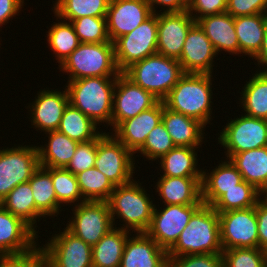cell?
<instances>
[{"instance_id": "46", "label": "cell", "mask_w": 267, "mask_h": 267, "mask_svg": "<svg viewBox=\"0 0 267 267\" xmlns=\"http://www.w3.org/2000/svg\"><path fill=\"white\" fill-rule=\"evenodd\" d=\"M0 267H45L41 246L21 255L0 256Z\"/></svg>"}, {"instance_id": "12", "label": "cell", "mask_w": 267, "mask_h": 267, "mask_svg": "<svg viewBox=\"0 0 267 267\" xmlns=\"http://www.w3.org/2000/svg\"><path fill=\"white\" fill-rule=\"evenodd\" d=\"M219 214L220 240L223 250L258 248L255 206Z\"/></svg>"}, {"instance_id": "53", "label": "cell", "mask_w": 267, "mask_h": 267, "mask_svg": "<svg viewBox=\"0 0 267 267\" xmlns=\"http://www.w3.org/2000/svg\"><path fill=\"white\" fill-rule=\"evenodd\" d=\"M181 1L188 7L193 0H181Z\"/></svg>"}, {"instance_id": "47", "label": "cell", "mask_w": 267, "mask_h": 267, "mask_svg": "<svg viewBox=\"0 0 267 267\" xmlns=\"http://www.w3.org/2000/svg\"><path fill=\"white\" fill-rule=\"evenodd\" d=\"M267 0H227L226 12L232 17L264 14Z\"/></svg>"}, {"instance_id": "48", "label": "cell", "mask_w": 267, "mask_h": 267, "mask_svg": "<svg viewBox=\"0 0 267 267\" xmlns=\"http://www.w3.org/2000/svg\"><path fill=\"white\" fill-rule=\"evenodd\" d=\"M226 10L227 0H193L187 7V11L195 21L205 16L224 13Z\"/></svg>"}, {"instance_id": "27", "label": "cell", "mask_w": 267, "mask_h": 267, "mask_svg": "<svg viewBox=\"0 0 267 267\" xmlns=\"http://www.w3.org/2000/svg\"><path fill=\"white\" fill-rule=\"evenodd\" d=\"M230 161L243 180L252 184L263 195L267 192V146L234 154Z\"/></svg>"}, {"instance_id": "13", "label": "cell", "mask_w": 267, "mask_h": 267, "mask_svg": "<svg viewBox=\"0 0 267 267\" xmlns=\"http://www.w3.org/2000/svg\"><path fill=\"white\" fill-rule=\"evenodd\" d=\"M48 241L41 246L45 267H93L92 246L66 228Z\"/></svg>"}, {"instance_id": "18", "label": "cell", "mask_w": 267, "mask_h": 267, "mask_svg": "<svg viewBox=\"0 0 267 267\" xmlns=\"http://www.w3.org/2000/svg\"><path fill=\"white\" fill-rule=\"evenodd\" d=\"M36 232L0 204V256L21 255L35 249Z\"/></svg>"}, {"instance_id": "8", "label": "cell", "mask_w": 267, "mask_h": 267, "mask_svg": "<svg viewBox=\"0 0 267 267\" xmlns=\"http://www.w3.org/2000/svg\"><path fill=\"white\" fill-rule=\"evenodd\" d=\"M158 14L153 13L130 33L114 42L115 62L123 72L133 63L157 54Z\"/></svg>"}, {"instance_id": "17", "label": "cell", "mask_w": 267, "mask_h": 267, "mask_svg": "<svg viewBox=\"0 0 267 267\" xmlns=\"http://www.w3.org/2000/svg\"><path fill=\"white\" fill-rule=\"evenodd\" d=\"M153 14L146 0H110L106 13L107 32L111 42H115Z\"/></svg>"}, {"instance_id": "21", "label": "cell", "mask_w": 267, "mask_h": 267, "mask_svg": "<svg viewBox=\"0 0 267 267\" xmlns=\"http://www.w3.org/2000/svg\"><path fill=\"white\" fill-rule=\"evenodd\" d=\"M35 101L27 106L31 111V122L35 129L43 131L58 130L61 118L64 111L69 104V97L67 89L64 91L55 90H40L37 93ZM32 109V110H31Z\"/></svg>"}, {"instance_id": "5", "label": "cell", "mask_w": 267, "mask_h": 267, "mask_svg": "<svg viewBox=\"0 0 267 267\" xmlns=\"http://www.w3.org/2000/svg\"><path fill=\"white\" fill-rule=\"evenodd\" d=\"M128 79L163 101L185 74L178 60L154 54L137 61L122 72Z\"/></svg>"}, {"instance_id": "37", "label": "cell", "mask_w": 267, "mask_h": 267, "mask_svg": "<svg viewBox=\"0 0 267 267\" xmlns=\"http://www.w3.org/2000/svg\"><path fill=\"white\" fill-rule=\"evenodd\" d=\"M47 43L56 56L59 66L79 46L80 41L71 22H53L47 32Z\"/></svg>"}, {"instance_id": "15", "label": "cell", "mask_w": 267, "mask_h": 267, "mask_svg": "<svg viewBox=\"0 0 267 267\" xmlns=\"http://www.w3.org/2000/svg\"><path fill=\"white\" fill-rule=\"evenodd\" d=\"M118 90V91H117ZM159 100L133 83L122 72L117 76L113 92L111 128L153 107Z\"/></svg>"}, {"instance_id": "50", "label": "cell", "mask_w": 267, "mask_h": 267, "mask_svg": "<svg viewBox=\"0 0 267 267\" xmlns=\"http://www.w3.org/2000/svg\"><path fill=\"white\" fill-rule=\"evenodd\" d=\"M23 3L24 0H0V27L19 14Z\"/></svg>"}, {"instance_id": "24", "label": "cell", "mask_w": 267, "mask_h": 267, "mask_svg": "<svg viewBox=\"0 0 267 267\" xmlns=\"http://www.w3.org/2000/svg\"><path fill=\"white\" fill-rule=\"evenodd\" d=\"M211 41L216 53L222 50L235 55L240 54L234 17L227 12L205 16L196 21Z\"/></svg>"}, {"instance_id": "25", "label": "cell", "mask_w": 267, "mask_h": 267, "mask_svg": "<svg viewBox=\"0 0 267 267\" xmlns=\"http://www.w3.org/2000/svg\"><path fill=\"white\" fill-rule=\"evenodd\" d=\"M162 122L175 146L192 148L201 146L206 126L200 121L164 106Z\"/></svg>"}, {"instance_id": "28", "label": "cell", "mask_w": 267, "mask_h": 267, "mask_svg": "<svg viewBox=\"0 0 267 267\" xmlns=\"http://www.w3.org/2000/svg\"><path fill=\"white\" fill-rule=\"evenodd\" d=\"M28 182L34 196L36 228V219H38L39 222V218L41 217L57 216L62 207L57 202L53 181L51 179L50 167L39 166Z\"/></svg>"}, {"instance_id": "41", "label": "cell", "mask_w": 267, "mask_h": 267, "mask_svg": "<svg viewBox=\"0 0 267 267\" xmlns=\"http://www.w3.org/2000/svg\"><path fill=\"white\" fill-rule=\"evenodd\" d=\"M80 43L111 42L107 32L106 18L81 17L71 21Z\"/></svg>"}, {"instance_id": "40", "label": "cell", "mask_w": 267, "mask_h": 267, "mask_svg": "<svg viewBox=\"0 0 267 267\" xmlns=\"http://www.w3.org/2000/svg\"><path fill=\"white\" fill-rule=\"evenodd\" d=\"M51 179L55 189L57 202L61 206L65 204L78 205L85 202L76 179V175L66 168H51ZM80 201V202H79Z\"/></svg>"}, {"instance_id": "39", "label": "cell", "mask_w": 267, "mask_h": 267, "mask_svg": "<svg viewBox=\"0 0 267 267\" xmlns=\"http://www.w3.org/2000/svg\"><path fill=\"white\" fill-rule=\"evenodd\" d=\"M85 201H108L115 186L95 167L76 174Z\"/></svg>"}, {"instance_id": "23", "label": "cell", "mask_w": 267, "mask_h": 267, "mask_svg": "<svg viewBox=\"0 0 267 267\" xmlns=\"http://www.w3.org/2000/svg\"><path fill=\"white\" fill-rule=\"evenodd\" d=\"M202 177L161 176L155 185L165 205H202Z\"/></svg>"}, {"instance_id": "43", "label": "cell", "mask_w": 267, "mask_h": 267, "mask_svg": "<svg viewBox=\"0 0 267 267\" xmlns=\"http://www.w3.org/2000/svg\"><path fill=\"white\" fill-rule=\"evenodd\" d=\"M223 267H266L260 248H232L222 251Z\"/></svg>"}, {"instance_id": "11", "label": "cell", "mask_w": 267, "mask_h": 267, "mask_svg": "<svg viewBox=\"0 0 267 267\" xmlns=\"http://www.w3.org/2000/svg\"><path fill=\"white\" fill-rule=\"evenodd\" d=\"M74 207L65 228L85 243L94 246L114 227L107 201H85Z\"/></svg>"}, {"instance_id": "20", "label": "cell", "mask_w": 267, "mask_h": 267, "mask_svg": "<svg viewBox=\"0 0 267 267\" xmlns=\"http://www.w3.org/2000/svg\"><path fill=\"white\" fill-rule=\"evenodd\" d=\"M164 106L163 101H158L135 117L120 122L113 129L112 135L135 154L144 145L153 128L162 122Z\"/></svg>"}, {"instance_id": "54", "label": "cell", "mask_w": 267, "mask_h": 267, "mask_svg": "<svg viewBox=\"0 0 267 267\" xmlns=\"http://www.w3.org/2000/svg\"><path fill=\"white\" fill-rule=\"evenodd\" d=\"M264 252H265V262H266V267H267V249L264 250Z\"/></svg>"}, {"instance_id": "3", "label": "cell", "mask_w": 267, "mask_h": 267, "mask_svg": "<svg viewBox=\"0 0 267 267\" xmlns=\"http://www.w3.org/2000/svg\"><path fill=\"white\" fill-rule=\"evenodd\" d=\"M117 77H85L68 80L69 103L88 116L95 124L111 127L113 92Z\"/></svg>"}, {"instance_id": "55", "label": "cell", "mask_w": 267, "mask_h": 267, "mask_svg": "<svg viewBox=\"0 0 267 267\" xmlns=\"http://www.w3.org/2000/svg\"><path fill=\"white\" fill-rule=\"evenodd\" d=\"M264 14L267 16V4H266V8H265V13Z\"/></svg>"}, {"instance_id": "34", "label": "cell", "mask_w": 267, "mask_h": 267, "mask_svg": "<svg viewBox=\"0 0 267 267\" xmlns=\"http://www.w3.org/2000/svg\"><path fill=\"white\" fill-rule=\"evenodd\" d=\"M98 129L97 124L69 103L61 118L58 131L80 143L95 140L102 133Z\"/></svg>"}, {"instance_id": "4", "label": "cell", "mask_w": 267, "mask_h": 267, "mask_svg": "<svg viewBox=\"0 0 267 267\" xmlns=\"http://www.w3.org/2000/svg\"><path fill=\"white\" fill-rule=\"evenodd\" d=\"M134 179L126 184L115 186L107 201L113 226L115 219L121 218L125 223L122 229L132 232H146L152 221L154 205L150 195ZM151 200V201H150Z\"/></svg>"}, {"instance_id": "31", "label": "cell", "mask_w": 267, "mask_h": 267, "mask_svg": "<svg viewBox=\"0 0 267 267\" xmlns=\"http://www.w3.org/2000/svg\"><path fill=\"white\" fill-rule=\"evenodd\" d=\"M129 232L115 225L92 246L93 267H119Z\"/></svg>"}, {"instance_id": "7", "label": "cell", "mask_w": 267, "mask_h": 267, "mask_svg": "<svg viewBox=\"0 0 267 267\" xmlns=\"http://www.w3.org/2000/svg\"><path fill=\"white\" fill-rule=\"evenodd\" d=\"M134 154L111 133L103 132L97 137L95 168L114 185L133 180Z\"/></svg>"}, {"instance_id": "1", "label": "cell", "mask_w": 267, "mask_h": 267, "mask_svg": "<svg viewBox=\"0 0 267 267\" xmlns=\"http://www.w3.org/2000/svg\"><path fill=\"white\" fill-rule=\"evenodd\" d=\"M219 214L210 205L202 204L191 216L168 257L190 254H222Z\"/></svg>"}, {"instance_id": "10", "label": "cell", "mask_w": 267, "mask_h": 267, "mask_svg": "<svg viewBox=\"0 0 267 267\" xmlns=\"http://www.w3.org/2000/svg\"><path fill=\"white\" fill-rule=\"evenodd\" d=\"M219 135L218 142L230 159L234 154L267 146V120L239 115L231 118Z\"/></svg>"}, {"instance_id": "38", "label": "cell", "mask_w": 267, "mask_h": 267, "mask_svg": "<svg viewBox=\"0 0 267 267\" xmlns=\"http://www.w3.org/2000/svg\"><path fill=\"white\" fill-rule=\"evenodd\" d=\"M263 196L252 184L243 180L231 190H227L213 205L217 213L229 210L247 209L254 207Z\"/></svg>"}, {"instance_id": "14", "label": "cell", "mask_w": 267, "mask_h": 267, "mask_svg": "<svg viewBox=\"0 0 267 267\" xmlns=\"http://www.w3.org/2000/svg\"><path fill=\"white\" fill-rule=\"evenodd\" d=\"M154 205L152 221L146 233L163 249L169 250L187 226L192 214L201 205Z\"/></svg>"}, {"instance_id": "42", "label": "cell", "mask_w": 267, "mask_h": 267, "mask_svg": "<svg viewBox=\"0 0 267 267\" xmlns=\"http://www.w3.org/2000/svg\"><path fill=\"white\" fill-rule=\"evenodd\" d=\"M175 147L163 122H160L149 133L144 145L136 152L141 153L148 160H158Z\"/></svg>"}, {"instance_id": "45", "label": "cell", "mask_w": 267, "mask_h": 267, "mask_svg": "<svg viewBox=\"0 0 267 267\" xmlns=\"http://www.w3.org/2000/svg\"><path fill=\"white\" fill-rule=\"evenodd\" d=\"M168 258L169 267H223L222 254H190Z\"/></svg>"}, {"instance_id": "32", "label": "cell", "mask_w": 267, "mask_h": 267, "mask_svg": "<svg viewBox=\"0 0 267 267\" xmlns=\"http://www.w3.org/2000/svg\"><path fill=\"white\" fill-rule=\"evenodd\" d=\"M197 148L175 146L160 160L163 175L168 177H202L203 169L197 168Z\"/></svg>"}, {"instance_id": "9", "label": "cell", "mask_w": 267, "mask_h": 267, "mask_svg": "<svg viewBox=\"0 0 267 267\" xmlns=\"http://www.w3.org/2000/svg\"><path fill=\"white\" fill-rule=\"evenodd\" d=\"M39 166L37 145L0 150V203L17 185L28 182Z\"/></svg>"}, {"instance_id": "19", "label": "cell", "mask_w": 267, "mask_h": 267, "mask_svg": "<svg viewBox=\"0 0 267 267\" xmlns=\"http://www.w3.org/2000/svg\"><path fill=\"white\" fill-rule=\"evenodd\" d=\"M216 55L211 41L196 22L187 34L178 62L184 73L212 74Z\"/></svg>"}, {"instance_id": "49", "label": "cell", "mask_w": 267, "mask_h": 267, "mask_svg": "<svg viewBox=\"0 0 267 267\" xmlns=\"http://www.w3.org/2000/svg\"><path fill=\"white\" fill-rule=\"evenodd\" d=\"M263 197L257 201L255 211L257 216L258 248L264 251L267 249V198Z\"/></svg>"}, {"instance_id": "22", "label": "cell", "mask_w": 267, "mask_h": 267, "mask_svg": "<svg viewBox=\"0 0 267 267\" xmlns=\"http://www.w3.org/2000/svg\"><path fill=\"white\" fill-rule=\"evenodd\" d=\"M126 240L119 267H169L167 250L146 232H137Z\"/></svg>"}, {"instance_id": "26", "label": "cell", "mask_w": 267, "mask_h": 267, "mask_svg": "<svg viewBox=\"0 0 267 267\" xmlns=\"http://www.w3.org/2000/svg\"><path fill=\"white\" fill-rule=\"evenodd\" d=\"M243 181L235 165L227 159L216 166L210 173H202V201L212 206L227 190L236 188Z\"/></svg>"}, {"instance_id": "33", "label": "cell", "mask_w": 267, "mask_h": 267, "mask_svg": "<svg viewBox=\"0 0 267 267\" xmlns=\"http://www.w3.org/2000/svg\"><path fill=\"white\" fill-rule=\"evenodd\" d=\"M240 103L245 115L267 120V71L255 73L246 81Z\"/></svg>"}, {"instance_id": "44", "label": "cell", "mask_w": 267, "mask_h": 267, "mask_svg": "<svg viewBox=\"0 0 267 267\" xmlns=\"http://www.w3.org/2000/svg\"><path fill=\"white\" fill-rule=\"evenodd\" d=\"M96 154L97 138L87 142H80L66 169L76 175L89 168H92L95 166Z\"/></svg>"}, {"instance_id": "36", "label": "cell", "mask_w": 267, "mask_h": 267, "mask_svg": "<svg viewBox=\"0 0 267 267\" xmlns=\"http://www.w3.org/2000/svg\"><path fill=\"white\" fill-rule=\"evenodd\" d=\"M7 211L35 229V202L29 182L21 183L11 190L0 203Z\"/></svg>"}, {"instance_id": "2", "label": "cell", "mask_w": 267, "mask_h": 267, "mask_svg": "<svg viewBox=\"0 0 267 267\" xmlns=\"http://www.w3.org/2000/svg\"><path fill=\"white\" fill-rule=\"evenodd\" d=\"M212 79V74L185 73L163 100L165 107L206 126L213 114Z\"/></svg>"}, {"instance_id": "51", "label": "cell", "mask_w": 267, "mask_h": 267, "mask_svg": "<svg viewBox=\"0 0 267 267\" xmlns=\"http://www.w3.org/2000/svg\"><path fill=\"white\" fill-rule=\"evenodd\" d=\"M153 13L158 14L155 4L165 7L163 13H179L187 10V6L181 0H146ZM167 7V8H166Z\"/></svg>"}, {"instance_id": "52", "label": "cell", "mask_w": 267, "mask_h": 267, "mask_svg": "<svg viewBox=\"0 0 267 267\" xmlns=\"http://www.w3.org/2000/svg\"><path fill=\"white\" fill-rule=\"evenodd\" d=\"M255 61L257 60L258 62V67L260 64L262 65L263 69L260 71H267V24H266V29H265V34L262 42V46L258 54L254 57ZM265 68V69H264Z\"/></svg>"}, {"instance_id": "16", "label": "cell", "mask_w": 267, "mask_h": 267, "mask_svg": "<svg viewBox=\"0 0 267 267\" xmlns=\"http://www.w3.org/2000/svg\"><path fill=\"white\" fill-rule=\"evenodd\" d=\"M196 23L189 12L158 13L157 54L179 60L190 28Z\"/></svg>"}, {"instance_id": "29", "label": "cell", "mask_w": 267, "mask_h": 267, "mask_svg": "<svg viewBox=\"0 0 267 267\" xmlns=\"http://www.w3.org/2000/svg\"><path fill=\"white\" fill-rule=\"evenodd\" d=\"M48 144L38 146L39 165L50 168H66L79 144L58 130L49 131Z\"/></svg>"}, {"instance_id": "35", "label": "cell", "mask_w": 267, "mask_h": 267, "mask_svg": "<svg viewBox=\"0 0 267 267\" xmlns=\"http://www.w3.org/2000/svg\"><path fill=\"white\" fill-rule=\"evenodd\" d=\"M110 0H56L52 10L56 19L71 22L81 17L106 18Z\"/></svg>"}, {"instance_id": "30", "label": "cell", "mask_w": 267, "mask_h": 267, "mask_svg": "<svg viewBox=\"0 0 267 267\" xmlns=\"http://www.w3.org/2000/svg\"><path fill=\"white\" fill-rule=\"evenodd\" d=\"M267 16L256 14L234 18L235 31L240 47V54L254 58L261 49Z\"/></svg>"}, {"instance_id": "6", "label": "cell", "mask_w": 267, "mask_h": 267, "mask_svg": "<svg viewBox=\"0 0 267 267\" xmlns=\"http://www.w3.org/2000/svg\"><path fill=\"white\" fill-rule=\"evenodd\" d=\"M59 70L69 73L68 80L117 77L121 73L116 66L113 42L80 43L62 62Z\"/></svg>"}]
</instances>
